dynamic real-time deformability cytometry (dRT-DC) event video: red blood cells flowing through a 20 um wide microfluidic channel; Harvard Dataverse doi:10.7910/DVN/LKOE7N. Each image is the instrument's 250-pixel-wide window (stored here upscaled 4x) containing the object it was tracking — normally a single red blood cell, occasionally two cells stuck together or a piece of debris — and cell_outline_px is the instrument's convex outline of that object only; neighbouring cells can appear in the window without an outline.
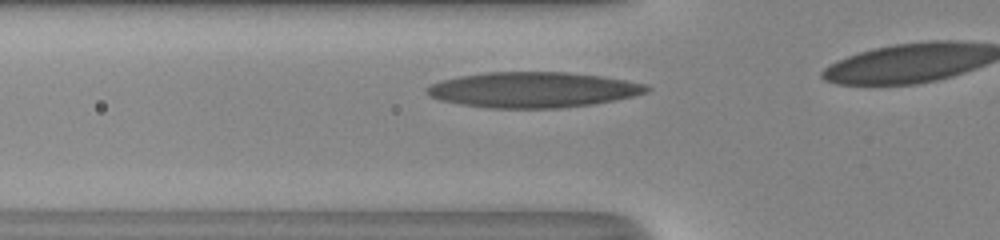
{"species": "human", "species_latin": "Homo sapiens", "temperature_condition": "room temperature", "stored_images_in_passage": 10, "camera_frame_rate_fps": 3000, "um_per_image_px": 0.085, "donor": {"sex": "male"}, "frame": {"image": 1, "passage_image": 5, "time_ms": 1.333, "image_size_px": [1000, 240], "cell_outline_px": [[652, 88], [648, 92], [616, 100], [592, 104], [560, 108], [488, 108], [460, 104], [440, 100], [428, 96], [424, 92], [424, 88], [440, 80], [460, 76], [488, 72], [568, 72], [600, 76], [648, 84]], "centroid_in_image_um": [45.29, 7.63], "position_along_channel_um": 80.5, "area_um2": 45.66}}